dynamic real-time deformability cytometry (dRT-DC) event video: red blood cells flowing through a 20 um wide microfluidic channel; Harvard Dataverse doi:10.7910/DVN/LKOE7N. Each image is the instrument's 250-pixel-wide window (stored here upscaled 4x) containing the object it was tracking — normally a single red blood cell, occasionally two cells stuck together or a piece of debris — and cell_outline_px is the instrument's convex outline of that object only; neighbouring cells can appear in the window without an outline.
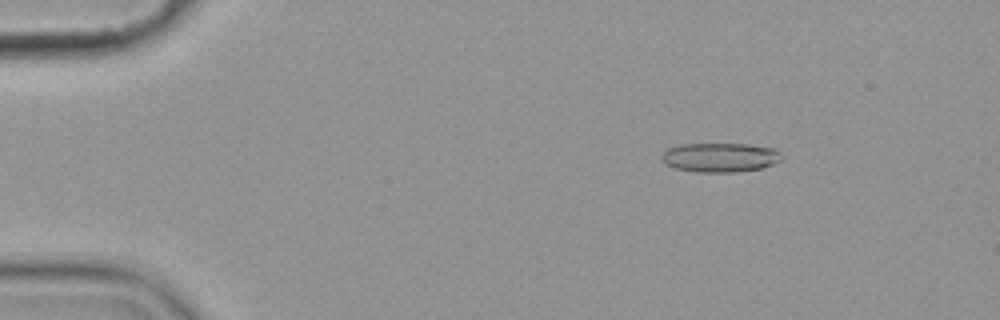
{"species": "common noctule bat (a hibernating species)", "species_latin": "Nyctalus noctula", "temperature_condition": "cold", "stored_images_in_passage": 7, "camera_frame_rate_fps": 3000, "um_per_image_px": 0.085, "animal": {"sex": "female", "body_mass_g": 19.9}, "frame": {"image": 1, "passage_image": 3, "time_ms": 2.333, "image_size_px": [1000, 320], "cell_outline_px": [[784, 156], [780, 160], [772, 164], [760, 168], [736, 172], [696, 172], [676, 168], [664, 164], [660, 160], [660, 156], [668, 148], [680, 144], [748, 144], [776, 148]], "centroid_in_image_um": [61.19, 13.37], "position_along_channel_um": 23.8, "area_um2": 20.63}}
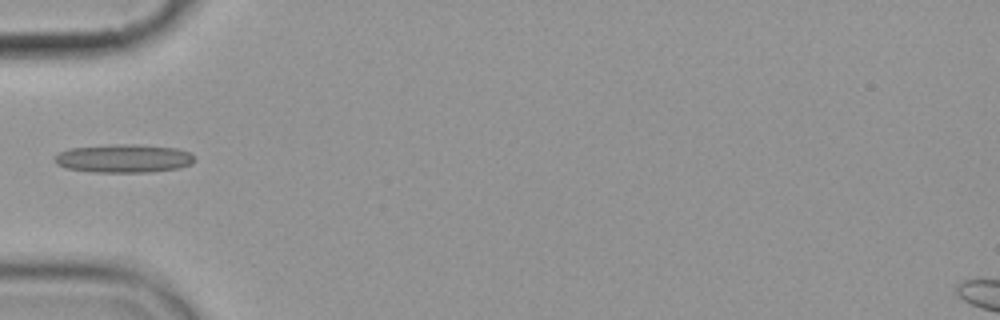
{"frame": {"image": 2, "passage_image": 6, "time_ms": 6.0, "image_size_px": [1000, 320], "cell_outline_px": [[196, 160], [192, 164], [180, 168], [152, 172], [92, 172], [64, 168], [56, 164], [52, 160], [60, 152], [68, 148], [124, 144], [136, 144], [176, 148], [188, 152]], "centroid_in_image_um": [10.5, 13.48], "position_along_channel_um": 74.5, "area_um2": 23.24}}
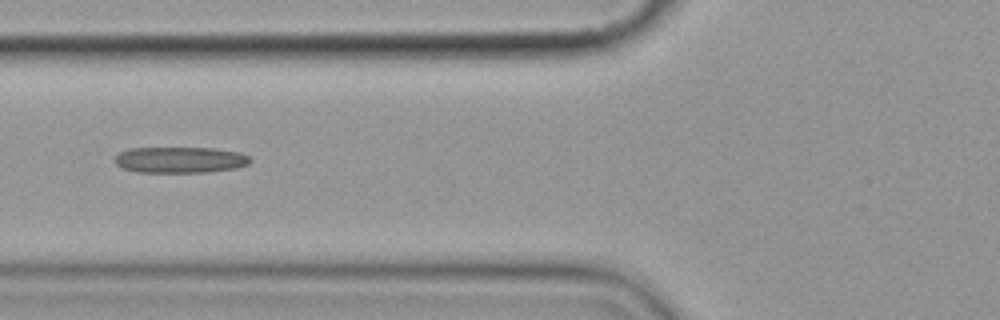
{"frame": {"image": 3, "passage_image": 7, "time_ms": 7.0, "image_size_px": [1000, 320], "cell_outline_px": [[252, 160], [248, 164], [236, 168], [208, 172], [136, 172], [124, 168], [116, 164], [116, 156], [120, 152], [132, 148], [212, 148], [240, 152], [248, 156]], "centroid_in_image_um": [15.34, 13.59], "position_along_channel_um": 110.5, "area_um2": 20.46}}